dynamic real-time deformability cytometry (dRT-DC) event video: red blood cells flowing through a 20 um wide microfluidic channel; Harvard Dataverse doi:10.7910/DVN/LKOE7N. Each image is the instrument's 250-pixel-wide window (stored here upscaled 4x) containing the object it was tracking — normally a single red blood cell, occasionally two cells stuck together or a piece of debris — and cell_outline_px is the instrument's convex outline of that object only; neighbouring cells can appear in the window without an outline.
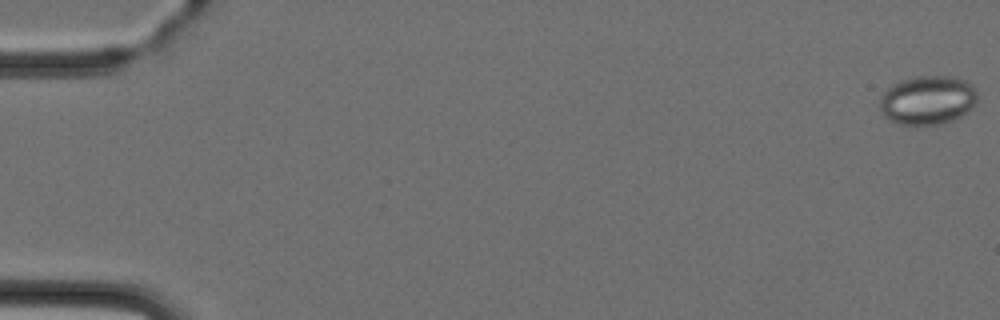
{"species": "Egyptian fruit bat (a non-hibernating species)", "species_latin": "Rousettus aegyptiacus", "temperature_condition": "cold", "stored_images_in_passage": 5, "camera_frame_rate_fps": 3000, "um_per_image_px": 0.085, "animal": {"sex": "female"}, "frame": {"image": 1, "passage_image": 1, "time_ms": 0.0, "image_size_px": [1000, 320], "cell_outline_px": [[976, 100], [972, 108], [968, 112], [952, 120], [940, 124], [900, 124], [888, 120], [880, 112], [880, 96], [892, 84], [900, 80], [916, 76], [952, 76], [964, 80], [972, 84], [976, 88]], "centroid_in_image_um": [78.83, 8.5], "position_along_channel_um": 6.2, "area_um2": 27.98}}